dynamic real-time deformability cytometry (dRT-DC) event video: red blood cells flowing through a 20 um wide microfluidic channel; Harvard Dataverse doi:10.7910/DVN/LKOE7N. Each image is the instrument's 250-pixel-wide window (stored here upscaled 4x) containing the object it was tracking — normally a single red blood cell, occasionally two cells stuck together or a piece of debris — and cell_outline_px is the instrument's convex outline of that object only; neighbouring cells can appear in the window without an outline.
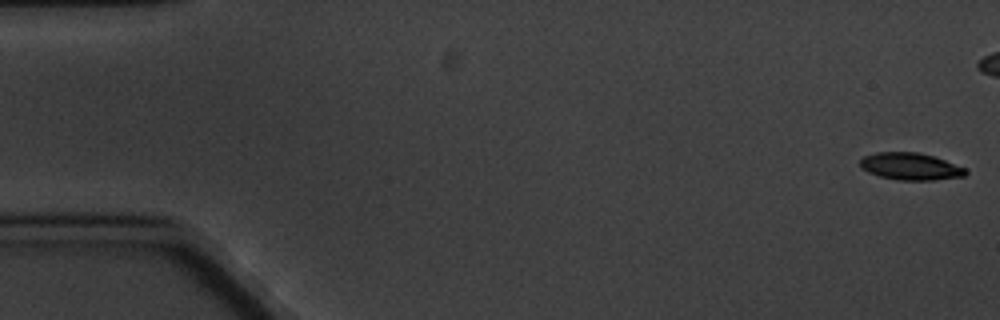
{"species": "common noctule bat (a hibernating species)", "species_latin": "Nyctalus noctula", "temperature_condition": "cold", "stored_images_in_passage": 8, "camera_frame_rate_fps": 3000, "um_per_image_px": 0.085, "animal": {"sex": "male", "body_mass_g": 20.1, "forearm_length_mm": 53.5}, "frame": {"image": 1, "passage_image": 1, "time_ms": 0.0, "image_size_px": [1000, 320], "cell_outline_px": [[968, 172], [964, 176], [932, 180], [896, 180], [880, 176], [868, 172], [860, 168], [860, 160], [864, 156], [876, 152], [916, 152], [932, 156], [944, 160], [964, 168]], "centroid_in_image_um": [77.34, 14.15], "position_along_channel_um": 7.7, "area_um2": 16.53}}
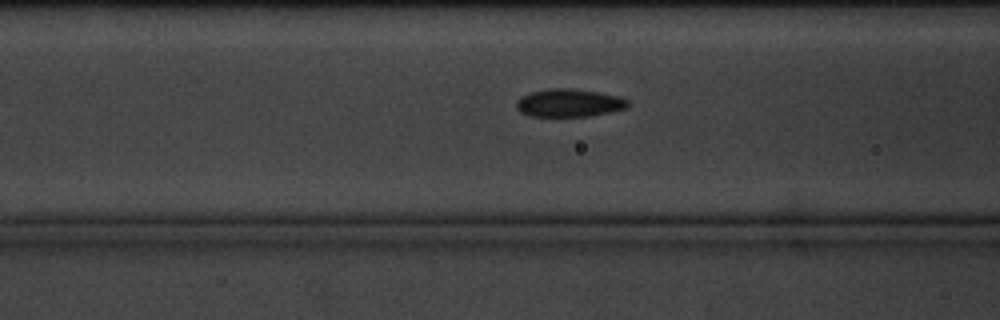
{"frame": {"image": 2, "passage_image": 8, "time_ms": 9.333, "image_size_px": [1000, 320], "cell_outline_px": [[628, 104], [624, 108], [608, 112], [588, 116], [532, 116], [520, 112], [516, 108], [516, 100], [532, 92], [552, 88], [568, 88], [600, 92], [616, 96], [628, 100]], "centroid_in_image_um": [48.34, 8.75], "position_along_channel_um": 118.3, "area_um2": 17.8}}